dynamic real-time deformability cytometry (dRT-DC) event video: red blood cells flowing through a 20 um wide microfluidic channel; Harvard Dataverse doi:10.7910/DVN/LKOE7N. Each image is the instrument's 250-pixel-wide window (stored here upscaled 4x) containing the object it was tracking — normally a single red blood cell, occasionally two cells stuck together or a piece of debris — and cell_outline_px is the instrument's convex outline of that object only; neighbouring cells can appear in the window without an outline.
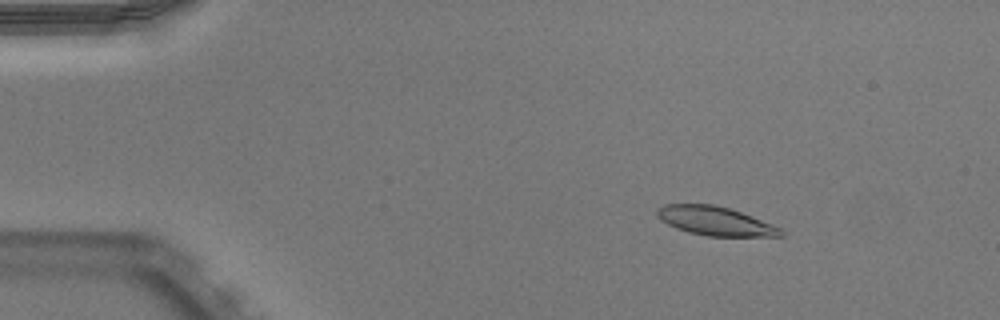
{"species": "Egyptian fruit bat (a non-hibernating species)", "species_latin": "Rousettus aegyptiacus", "temperature_condition": "warm", "stored_images_in_passage": 52, "camera_frame_rate_fps": 3000, "um_per_image_px": 0.085, "animal": {"sex": "male"}, "frame": {"image": 1, "passage_image": 8, "time_ms": 2.333, "image_size_px": [1000, 320], "cell_outline_px": [[784, 236], [708, 236], [688, 232], [676, 228], [668, 224], [656, 216], [656, 212], [664, 204], [712, 204], [728, 208], [740, 212], [772, 224], [780, 228], [784, 232]], "centroid_in_image_um": [60.79, 18.79], "position_along_channel_um": 24.2, "area_um2": 20.58}}
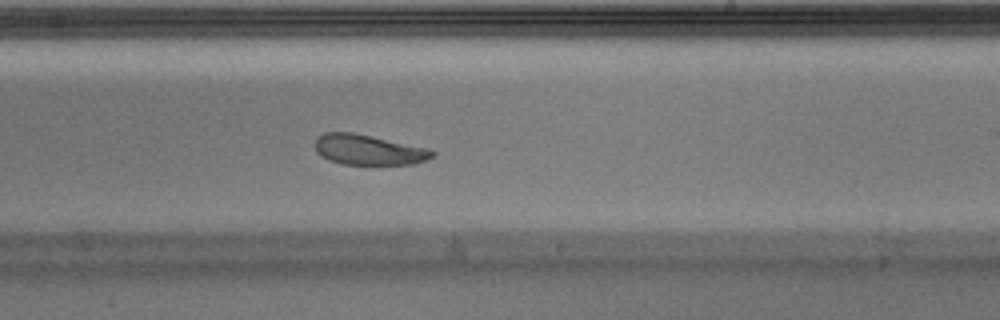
{"frame": {"image": 2, "passage_image": 32, "time_ms": 10.333, "image_size_px": [1000, 320], "cell_outline_px": [[436, 156], [428, 160], [412, 164], [344, 164], [328, 160], [316, 152], [316, 136], [324, 132], [352, 132], [424, 148], [436, 152]], "centroid_in_image_um": [31.29, 12.74], "position_along_channel_um": 257.7, "area_um2": 20.4}}
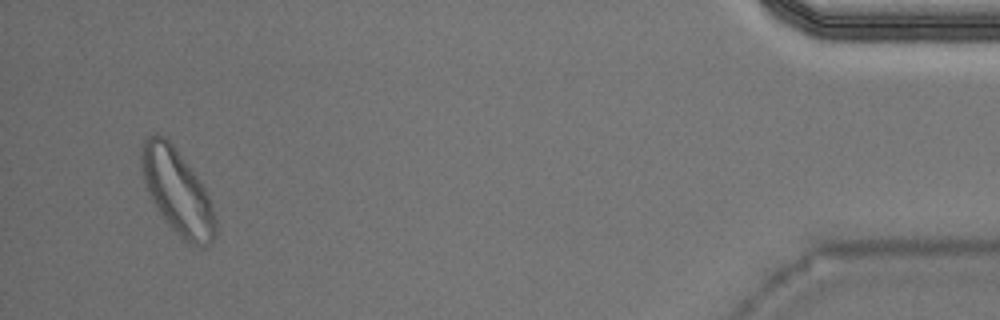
{"frame": {"image": 3, "passage_image": 50, "time_ms": 16.333, "image_size_px": [1000, 320], "cell_outline_px": [[216, 236], [204, 248], [192, 244], [184, 240], [172, 228], [156, 208], [148, 192], [144, 180], [140, 160], [140, 148], [144, 140], [152, 132], [156, 132], [164, 136], [172, 144], [196, 176], [204, 188], [208, 196], [216, 220]], "centroid_in_image_um": [15.04, 16.26], "position_along_channel_um": 420.2, "area_um2": 36.13}, "authors_computed_cell_mechanics": {"area_um2": 21.7617, "velocity_mm_per_s": 3.9205, "shape_relaxation_time_tau1_ms": 3.8956, "shape_relaxation_time_tau2_ms": 2.864, "deformation_change_tau1": 0.1572, "deformation_change_tau2": 0.0934}}